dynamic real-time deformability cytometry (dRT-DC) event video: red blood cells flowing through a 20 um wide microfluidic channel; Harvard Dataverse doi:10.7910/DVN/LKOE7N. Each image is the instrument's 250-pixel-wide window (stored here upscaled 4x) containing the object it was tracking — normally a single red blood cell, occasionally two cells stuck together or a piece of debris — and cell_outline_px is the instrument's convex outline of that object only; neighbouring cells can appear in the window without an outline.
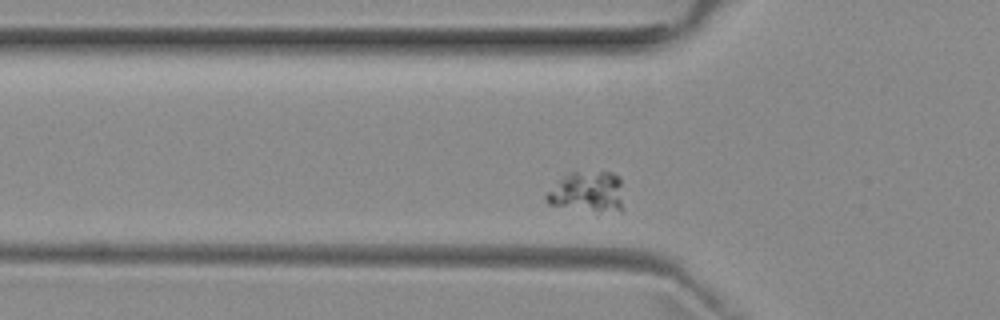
{"species": "common noctule bat (a hibernating species)", "species_latin": "Nyctalus noctula", "temperature_condition": "room temperature", "stored_images_in_passage": 48, "camera_frame_rate_fps": 3000, "um_per_image_px": 0.085, "animal": {"sex": "female", "body_mass_g": 29.2, "forearm_length_mm": 56.3}, "frame": {"image": 1, "passage_image": 10, "time_ms": 3.0, "image_size_px": [1000, 320], "cell_outline_px": [[624, 208], [620, 212], [548, 204], [544, 200], [544, 196], [564, 176], [572, 172], [612, 172], [620, 176]], "centroid_in_image_um": [50.0, 16.28], "position_along_channel_um": 75.8, "area_um2": 17.86}}
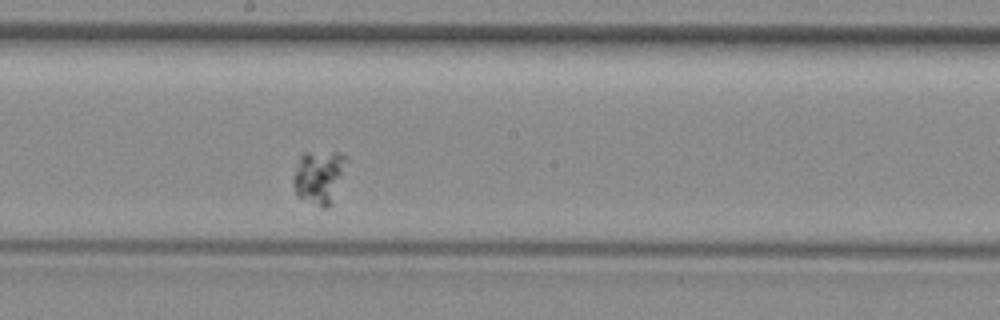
{"frame": {"image": 2, "passage_image": 22, "time_ms": 7.0, "image_size_px": [1000, 320], "cell_outline_px": [[344, 160], [340, 176], [328, 208], [320, 208], [296, 196], [292, 180], [300, 156], [304, 152], [340, 152], [344, 156]], "centroid_in_image_um": [27.01, 15.04], "position_along_channel_um": 221.2, "area_um2": 15.84}}
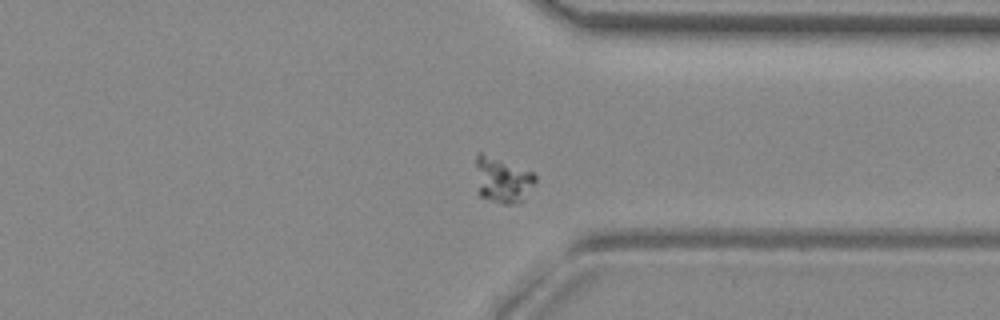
{"frame": {"image": 3, "passage_image": 34, "time_ms": 11.0, "image_size_px": [1000, 320], "cell_outline_px": [[536, 184], [524, 200], [516, 204], [504, 204], [480, 196], [476, 164], [476, 156], [480, 152], [532, 172], [536, 176]], "centroid_in_image_um": [42.77, 15.33], "position_along_channel_um": 368.6, "area_um2": 15.55}}